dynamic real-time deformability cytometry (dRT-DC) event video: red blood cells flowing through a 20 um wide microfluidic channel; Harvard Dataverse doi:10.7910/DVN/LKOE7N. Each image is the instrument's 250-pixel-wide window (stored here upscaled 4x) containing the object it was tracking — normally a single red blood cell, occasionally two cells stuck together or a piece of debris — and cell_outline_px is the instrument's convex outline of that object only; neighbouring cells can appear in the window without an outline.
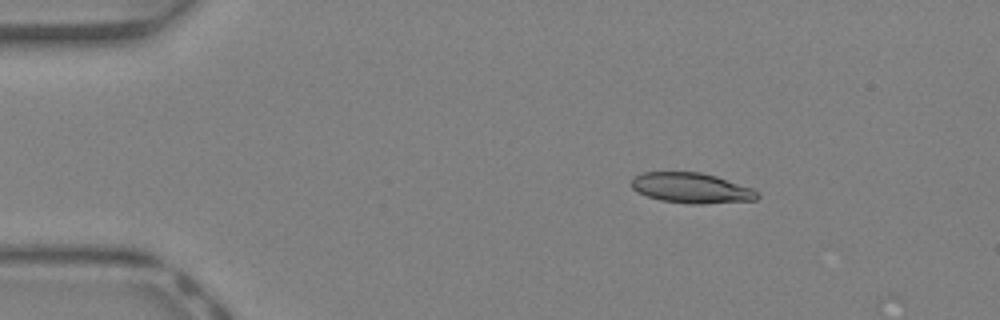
{"species": "Egyptian fruit bat (a non-hibernating species)", "species_latin": "Rousettus aegyptiacus", "temperature_condition": "warm", "stored_images_in_passage": 35, "camera_frame_rate_fps": 3000, "um_per_image_px": 0.085, "animal": {"sex": "female"}, "frame": {"image": 1, "passage_image": 1, "time_ms": 0.0, "image_size_px": [1000, 320], "cell_outline_px": [[760, 196], [756, 200], [660, 200], [648, 196], [632, 188], [632, 180], [636, 176], [644, 172], [700, 172], [716, 176], [748, 188], [756, 192]], "centroid_in_image_um": [58.67, 15.9], "position_along_channel_um": 26.3, "area_um2": 20.23}}
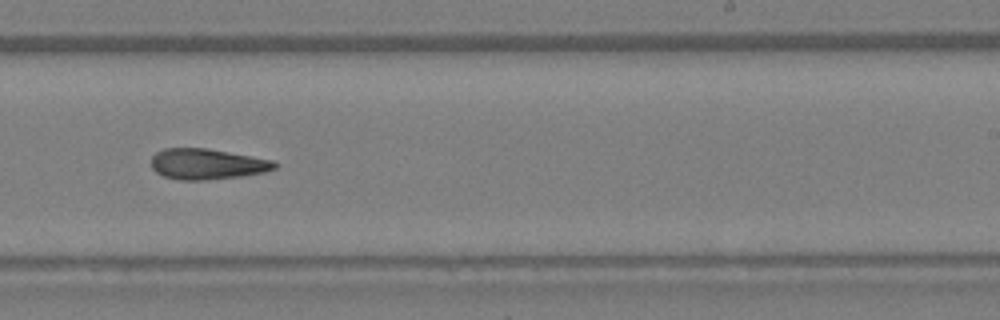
{"frame": {"image": 2, "passage_image": 20, "time_ms": 6.333, "image_size_px": [1000, 320], "cell_outline_px": [[276, 168], [264, 172], [240, 176], [200, 180], [184, 180], [164, 176], [156, 172], [152, 168], [152, 156], [156, 152], [164, 148], [204, 148], [272, 160], [276, 164]], "centroid_in_image_um": [17.56, 13.94], "position_along_channel_um": 271.4, "area_um2": 21.62}}
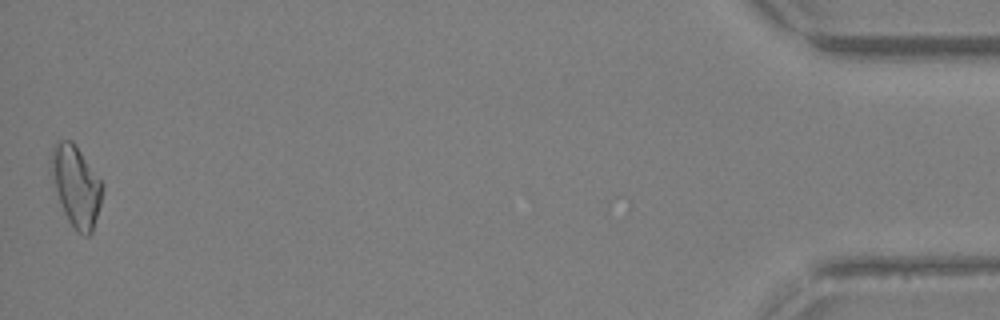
{"frame": {"image": 3, "passage_image": 35, "time_ms": 11.333, "image_size_px": [1000, 320], "cell_outline_px": [[100, 204], [92, 232], [88, 236], [84, 236], [68, 220], [60, 200], [56, 188], [52, 160], [52, 152], [56, 144], [60, 140], [72, 140], [100, 180]], "centroid_in_image_um": [6.49, 15.82], "position_along_channel_um": 428.7, "area_um2": 22.43}}